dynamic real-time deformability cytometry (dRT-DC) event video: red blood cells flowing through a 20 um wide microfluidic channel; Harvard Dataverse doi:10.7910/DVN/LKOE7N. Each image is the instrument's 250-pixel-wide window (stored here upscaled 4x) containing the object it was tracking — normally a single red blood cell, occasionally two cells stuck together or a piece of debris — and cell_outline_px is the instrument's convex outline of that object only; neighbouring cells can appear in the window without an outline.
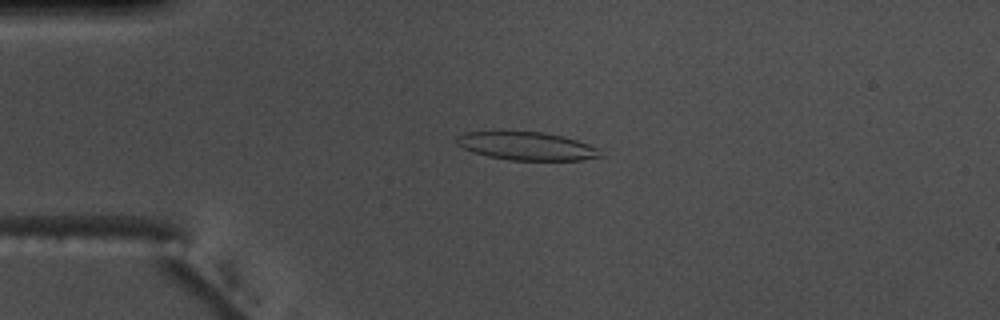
{"species": "common noctule bat (a hibernating species)", "species_latin": "Nyctalus noctula", "temperature_condition": "warm", "stored_images_in_passage": 39, "camera_frame_rate_fps": 3000, "um_per_image_px": 0.085, "animal": {"sex": "male", "body_mass_g": 17.5, "forearm_length_mm": 52.3}, "frame": {"image": 1, "passage_image": 10, "time_ms": 3.0, "image_size_px": [1000, 320], "cell_outline_px": [[604, 156], [584, 160], [508, 160], [488, 156], [472, 152], [456, 144], [456, 136], [464, 132], [544, 132], [564, 136], [588, 144], [596, 148]], "centroid_in_image_um": [44.76, 12.42], "position_along_channel_um": 40.2, "area_um2": 23.52}}
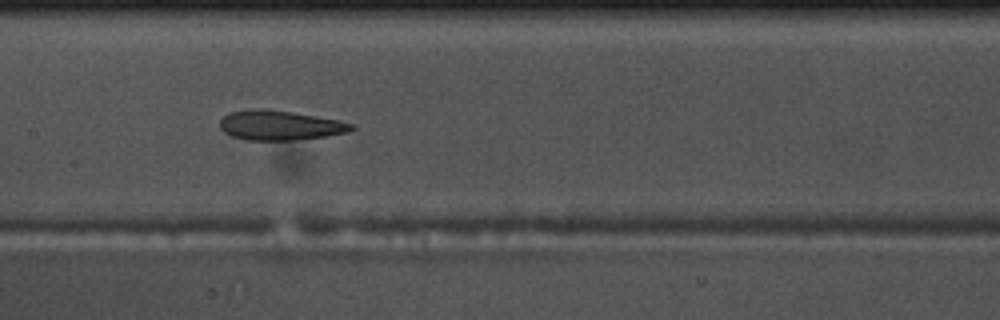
{"frame": {"image": 2, "passage_image": 24, "time_ms": 7.667, "image_size_px": [1000, 320], "cell_outline_px": [[356, 128], [348, 132], [328, 136], [296, 140], [244, 140], [228, 136], [220, 128], [220, 120], [228, 112], [248, 108], [268, 108], [292, 112], [336, 120], [356, 124]], "centroid_in_image_um": [23.75, 10.65], "position_along_channel_um": 183.7, "area_um2": 23.18}}
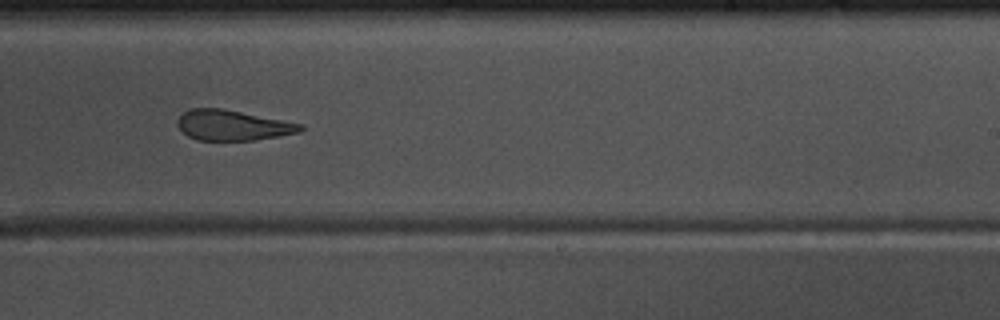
{"frame": {"image": 3, "passage_image": 31, "time_ms": 10.0, "image_size_px": [1000, 320], "cell_outline_px": [[304, 128], [300, 132], [256, 140], [196, 140], [188, 136], [176, 124], [176, 120], [184, 112], [192, 108], [220, 108], [304, 124]], "centroid_in_image_um": [19.77, 10.65], "position_along_channel_um": 269.2, "area_um2": 21.62}, "authors_computed_cell_mechanics": {"area_um2": 23.1778, "velocity_mm_per_s": 3.6801, "shape_relaxation_time_tau1_ms": null, "shape_relaxation_time_tau2_ms": 2.9312, "deformation_change_tau1": null, "deformation_change_tau2": 0.1267}}